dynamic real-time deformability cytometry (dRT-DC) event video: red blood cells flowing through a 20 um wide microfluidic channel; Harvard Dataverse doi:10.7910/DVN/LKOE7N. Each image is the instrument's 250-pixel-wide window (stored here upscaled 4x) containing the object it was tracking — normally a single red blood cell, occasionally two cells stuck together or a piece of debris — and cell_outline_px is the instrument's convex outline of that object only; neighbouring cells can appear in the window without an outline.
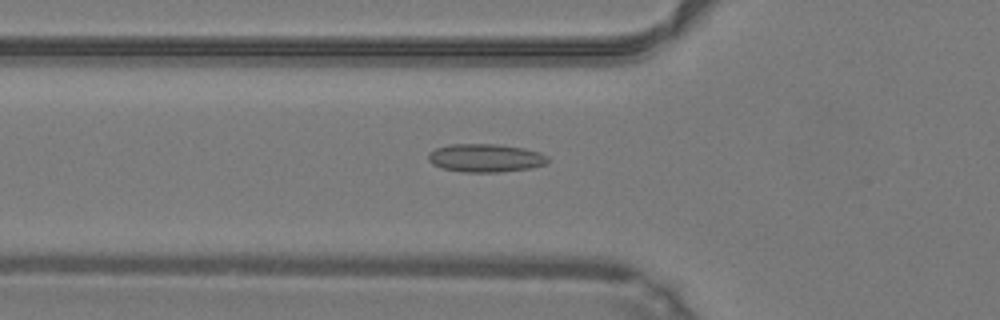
{"species": "common noctule bat (a hibernating species)", "species_latin": "Nyctalus noctula", "temperature_condition": "warm", "stored_images_in_passage": 29, "camera_frame_rate_fps": 3000, "um_per_image_px": 0.085, "animal": {"sex": "male", "body_mass_g": 19.2, "forearm_length_mm": 51.8}, "frame": {"image": 1, "passage_image": 2, "time_ms": 0.333, "image_size_px": [1000, 320], "cell_outline_px": [[548, 160], [544, 164], [532, 168], [500, 172], [464, 172], [444, 168], [432, 164], [428, 160], [428, 152], [436, 148], [448, 144], [496, 144], [524, 148], [540, 152], [548, 156]], "centroid_in_image_um": [41.26, 13.42], "position_along_channel_um": 84.5, "area_um2": 19.71}}
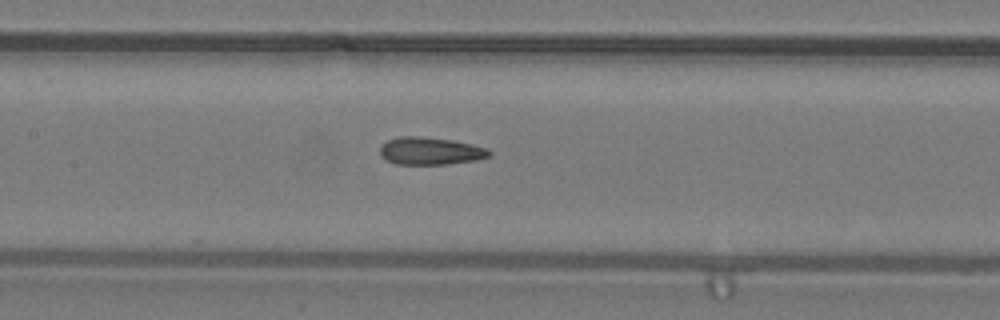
{"frame": {"image": 2, "passage_image": 8, "time_ms": 2.333, "image_size_px": [1000, 320], "cell_outline_px": [[492, 152], [488, 156], [476, 160], [448, 164], [396, 164], [388, 160], [380, 152], [380, 148], [388, 140], [400, 136], [416, 136], [452, 140], [472, 144], [488, 148]], "centroid_in_image_um": [36.62, 12.83], "position_along_channel_um": 170.8, "area_um2": 17.28}}
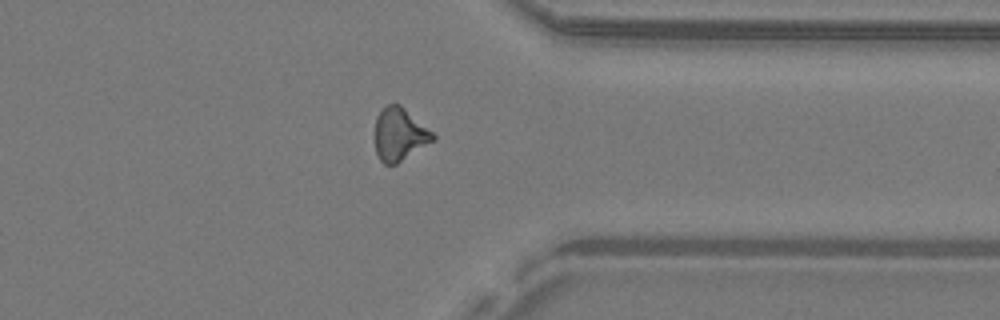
{"frame": {"image": 3, "passage_image": 23, "time_ms": 7.333, "image_size_px": [1000, 320], "cell_outline_px": [[436, 140], [396, 164], [384, 164], [380, 160], [376, 152], [376, 116], [388, 104], [400, 104], [432, 132], [436, 136]], "centroid_in_image_um": [33.98, 11.44], "position_along_channel_um": 377.4, "area_um2": 17.63}}